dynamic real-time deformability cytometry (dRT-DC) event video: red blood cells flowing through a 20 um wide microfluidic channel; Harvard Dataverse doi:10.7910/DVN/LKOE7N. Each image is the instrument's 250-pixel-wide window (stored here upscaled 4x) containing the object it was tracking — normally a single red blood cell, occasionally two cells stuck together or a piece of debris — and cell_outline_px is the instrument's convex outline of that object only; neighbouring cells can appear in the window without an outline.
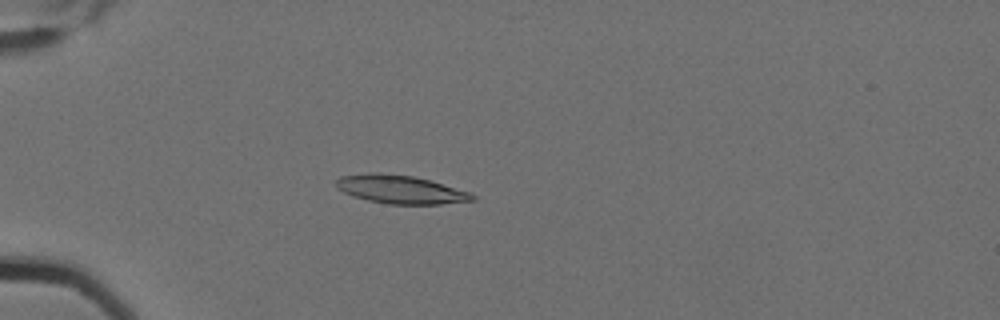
{"species": "Egyptian fruit bat (a non-hibernating species)", "species_latin": "Rousettus aegyptiacus", "temperature_condition": "cold", "stored_images_in_passage": 16, "camera_frame_rate_fps": 3000, "um_per_image_px": 0.085, "animal": {"sex": "female"}, "frame": {"image": 1, "passage_image": 5, "time_ms": 1.333, "image_size_px": [1000, 320], "cell_outline_px": [[476, 200], [440, 204], [388, 204], [368, 200], [352, 196], [336, 188], [336, 180], [340, 176], [368, 172], [380, 172], [412, 176], [428, 180], [472, 192], [476, 196]], "centroid_in_image_um": [34.03, 16.1], "position_along_channel_um": 51.0, "area_um2": 22.66}}
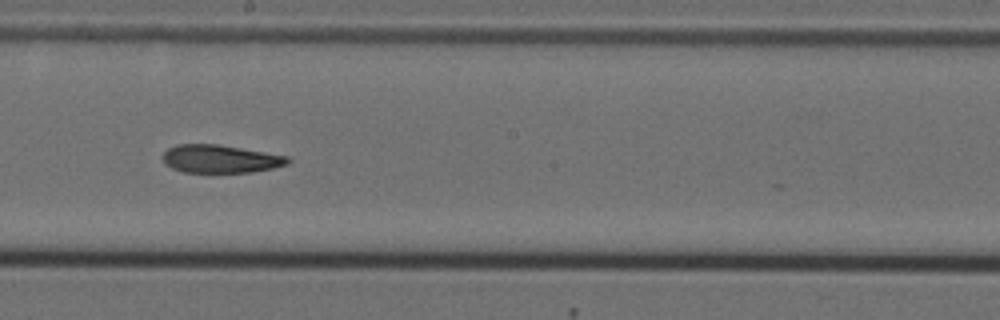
{"frame": {"image": 2, "passage_image": 10, "time_ms": 3.0, "image_size_px": [1000, 320], "cell_outline_px": [[292, 160], [288, 164], [272, 168], [252, 172], [184, 172], [172, 168], [164, 164], [164, 152], [168, 148], [176, 144], [216, 144], [288, 156]], "centroid_in_image_um": [18.73, 13.5], "position_along_channel_um": 229.5, "area_um2": 20.29}}
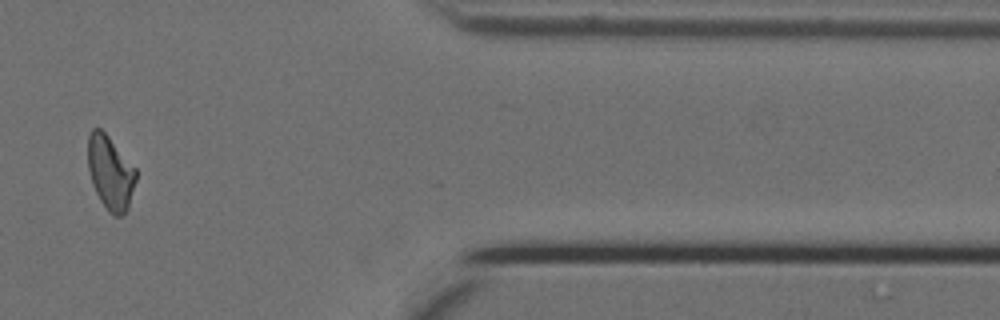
{"frame": {"image": 3, "passage_image": 14, "time_ms": 4.333, "image_size_px": [1000, 320], "cell_outline_px": [[136, 180], [128, 208], [120, 216], [116, 216], [108, 212], [100, 200], [92, 184], [88, 168], [88, 136], [92, 128], [100, 128], [108, 136], [136, 168]], "centroid_in_image_um": [9.37, 14.67], "position_along_channel_um": 402.0, "area_um2": 20.58}}